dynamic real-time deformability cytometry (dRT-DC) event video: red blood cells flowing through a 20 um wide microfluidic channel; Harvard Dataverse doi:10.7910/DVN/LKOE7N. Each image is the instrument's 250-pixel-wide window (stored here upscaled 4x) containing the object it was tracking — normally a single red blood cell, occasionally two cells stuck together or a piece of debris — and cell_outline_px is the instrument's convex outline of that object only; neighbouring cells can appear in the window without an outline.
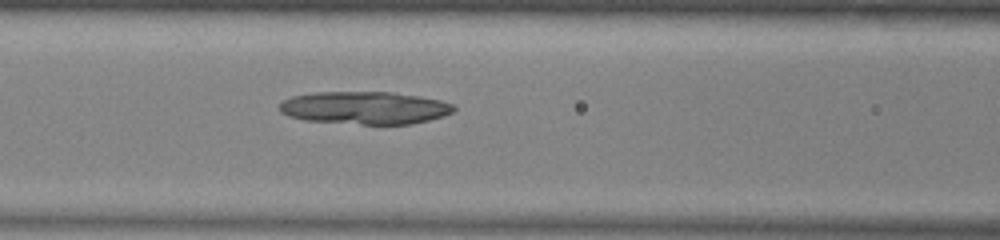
{"species": "common noctule bat (a hibernating species)", "species_latin": "Nyctalus noctula", "temperature_condition": "warm", "stored_images_in_passage": 44, "camera_frame_rate_fps": 3000, "um_per_image_px": 0.085, "animal": {"sex": "male", "body_mass_g": 13.0, "forearm_length_mm": 53.1}, "frame": {"image": 1, "passage_image": 14, "time_ms": 4.333, "image_size_px": [1000, 240], "cell_outline_px": [[456, 108], [452, 112], [444, 116], [412, 124], [360, 124], [304, 120], [288, 116], [280, 112], [280, 104], [284, 100], [292, 96], [312, 92], [392, 92], [420, 96], [440, 100], [452, 104]], "centroid_in_image_um": [31.0, 9.16], "position_along_channel_um": 135.6, "area_um2": 33.23}}
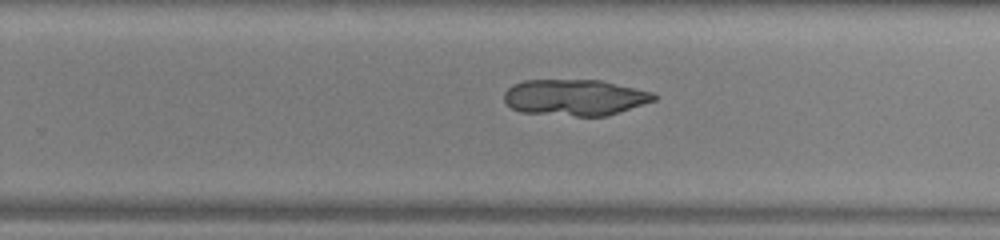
{"frame": {"image": 2, "passage_image": 25, "time_ms": 8.0, "image_size_px": [1000, 240], "cell_outline_px": [[660, 96], [656, 100], [608, 116], [576, 116], [520, 112], [512, 108], [504, 100], [504, 92], [512, 84], [524, 80], [600, 80], [652, 92]], "centroid_in_image_um": [48.87, 8.28], "position_along_channel_um": 280.9, "area_um2": 31.73}}
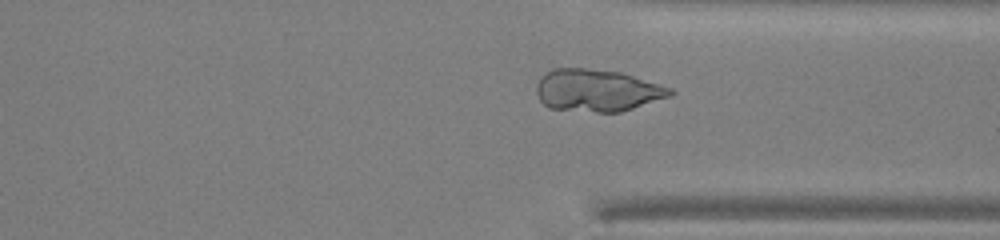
{"frame": {"image": 3, "passage_image": 31, "time_ms": 10.0, "image_size_px": [1000, 240], "cell_outline_px": [[676, 92], [672, 96], [620, 112], [596, 112], [548, 108], [540, 100], [536, 92], [536, 84], [552, 68], [588, 68], [620, 72], [672, 88]], "centroid_in_image_um": [50.78, 7.69], "position_along_channel_um": 360.6, "area_um2": 32.83}}